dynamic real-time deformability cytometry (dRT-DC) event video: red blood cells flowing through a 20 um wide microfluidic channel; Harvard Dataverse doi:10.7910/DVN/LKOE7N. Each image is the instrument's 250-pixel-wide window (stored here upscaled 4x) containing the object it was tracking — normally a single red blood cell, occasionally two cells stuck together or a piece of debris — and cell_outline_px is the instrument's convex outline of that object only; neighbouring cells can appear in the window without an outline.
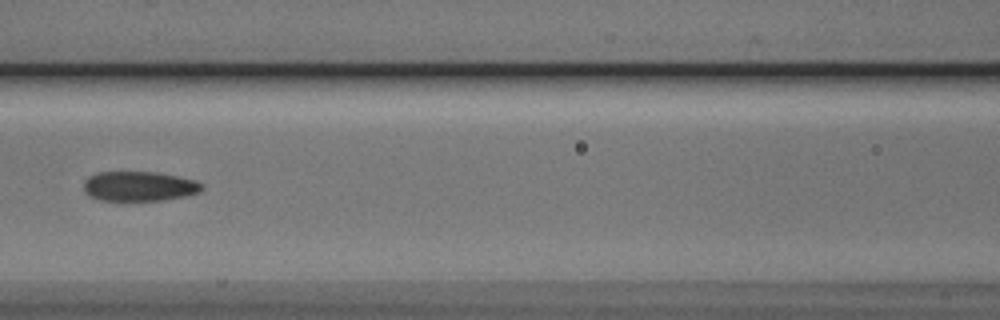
{"species": "Egyptian fruit bat (a non-hibernating species)", "species_latin": "Rousettus aegyptiacus", "temperature_condition": "cold", "stored_images_in_passage": 8, "camera_frame_rate_fps": 3000, "um_per_image_px": 0.085, "animal": {"sex": "male"}, "frame": {"image": 1, "passage_image": 7, "time_ms": 2.0, "image_size_px": [1000, 320], "cell_outline_px": [[204, 188], [200, 192], [184, 196], [164, 200], [100, 200], [88, 196], [84, 192], [84, 180], [88, 176], [100, 172], [156, 172], [196, 180], [204, 184]], "centroid_in_image_um": [11.83, 15.83], "position_along_channel_um": 154.8, "area_um2": 20.58}}
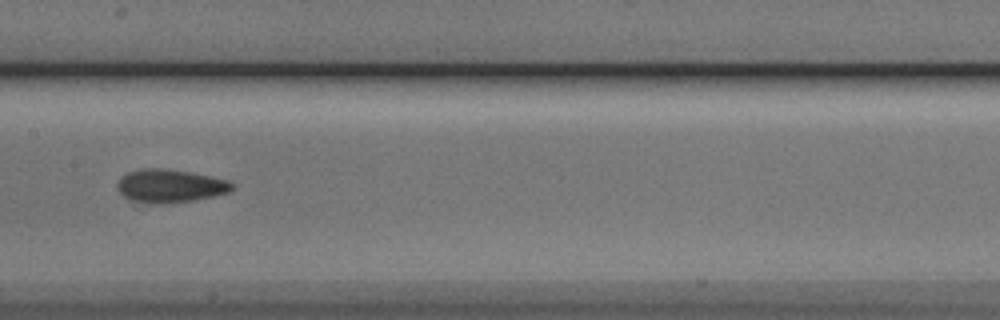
{"frame": {"image": 2, "passage_image": 8, "time_ms": 2.333, "image_size_px": [1000, 320], "cell_outline_px": [[236, 184], [228, 192], [212, 196], [192, 200], [164, 204], [152, 204], [128, 200], [116, 188], [116, 184], [120, 176], [128, 172], [144, 168], [160, 168], [188, 172], [228, 180]], "centroid_in_image_um": [14.39, 15.81], "position_along_channel_um": 193.0, "area_um2": 22.2}}